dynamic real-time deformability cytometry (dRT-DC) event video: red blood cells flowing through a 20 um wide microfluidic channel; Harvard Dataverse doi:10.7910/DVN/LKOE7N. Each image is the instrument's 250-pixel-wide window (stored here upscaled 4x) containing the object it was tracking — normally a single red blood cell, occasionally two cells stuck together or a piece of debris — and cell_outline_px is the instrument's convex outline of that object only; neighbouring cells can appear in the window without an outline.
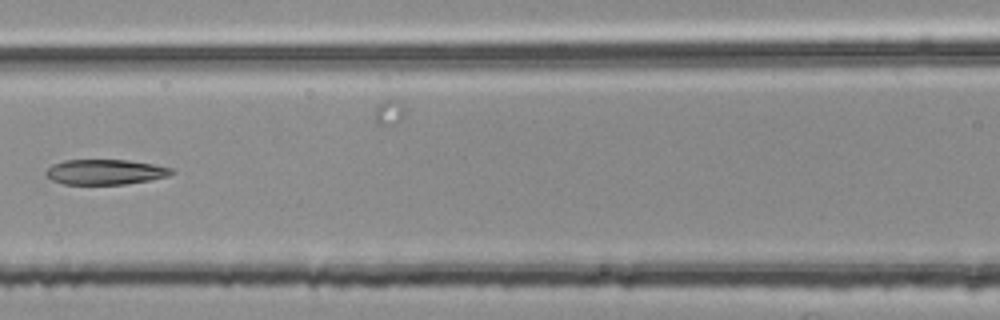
{"species": "common noctule bat (a hibernating species)", "species_latin": "Nyctalus noctula", "temperature_condition": "room temperature", "stored_images_in_passage": 6, "camera_frame_rate_fps": 3000, "um_per_image_px": 0.085, "animal": {"sex": "female", "body_mass_g": 25.1}, "frame": {"image": 1, "passage_image": 5, "time_ms": 1.333, "image_size_px": [1000, 320], "cell_outline_px": [[176, 172], [168, 176], [148, 180], [124, 184], [64, 184], [52, 180], [44, 172], [52, 164], [64, 160], [128, 160], [152, 164], [172, 168]], "centroid_in_image_um": [8.94, 14.61], "position_along_channel_um": 157.7, "area_um2": 18.32}}